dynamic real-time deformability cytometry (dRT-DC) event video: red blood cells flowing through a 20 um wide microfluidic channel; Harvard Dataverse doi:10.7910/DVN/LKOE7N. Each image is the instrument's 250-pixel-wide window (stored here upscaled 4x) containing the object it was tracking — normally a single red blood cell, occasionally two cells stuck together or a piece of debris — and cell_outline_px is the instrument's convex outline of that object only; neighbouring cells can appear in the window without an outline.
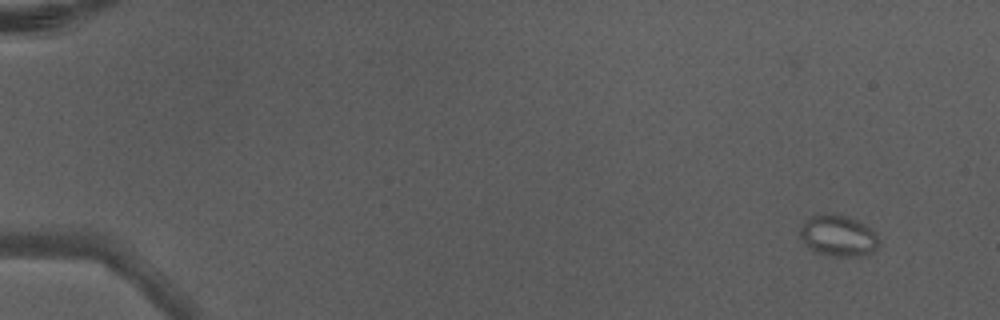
{"species": "Egyptian fruit bat (a non-hibernating species)", "species_latin": "Rousettus aegyptiacus", "temperature_condition": "warm", "stored_images_in_passage": 3, "camera_frame_rate_fps": 3000, "um_per_image_px": 0.085, "animal": {"sex": "male"}, "frame": {"image": 1, "passage_image": 3, "time_ms": 0.667, "image_size_px": [1000, 320], "cell_outline_px": [[880, 244], [872, 252], [864, 256], [832, 256], [808, 248], [800, 236], [800, 228], [808, 216], [844, 216], [856, 220], [864, 224], [876, 232], [880, 240]], "centroid_in_image_um": [71.29, 20.07], "position_along_channel_um": 13.7, "area_um2": 18.55}}